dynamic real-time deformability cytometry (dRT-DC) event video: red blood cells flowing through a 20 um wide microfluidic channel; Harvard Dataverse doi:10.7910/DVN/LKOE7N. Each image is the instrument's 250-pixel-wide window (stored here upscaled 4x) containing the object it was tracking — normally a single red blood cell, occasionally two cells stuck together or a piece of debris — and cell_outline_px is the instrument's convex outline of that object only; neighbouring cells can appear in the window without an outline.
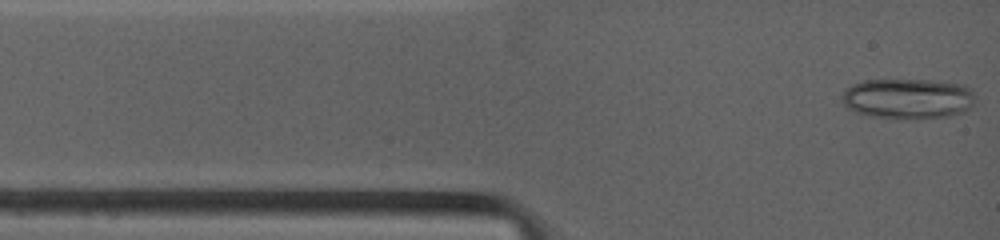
{"species": "common noctule bat (a hibernating species)", "species_latin": "Nyctalus noctula", "temperature_condition": "warm", "stored_images_in_passage": 41, "camera_frame_rate_fps": 4500, "um_per_image_px": 0.085, "animal": {"sex": "female", "body_mass_g": 19.0, "forearm_length_mm": 53.3}, "frame": {"image": 1, "passage_image": 1, "time_ms": 0.0, "image_size_px": [1000, 240], "cell_outline_px": [[972, 104], [964, 112], [948, 116], [872, 116], [844, 108], [840, 96], [852, 84], [864, 80], [928, 80], [964, 84], [972, 92]], "centroid_in_image_um": [77.11, 8.33], "position_along_channel_um": 7.9, "area_um2": 30.4}}
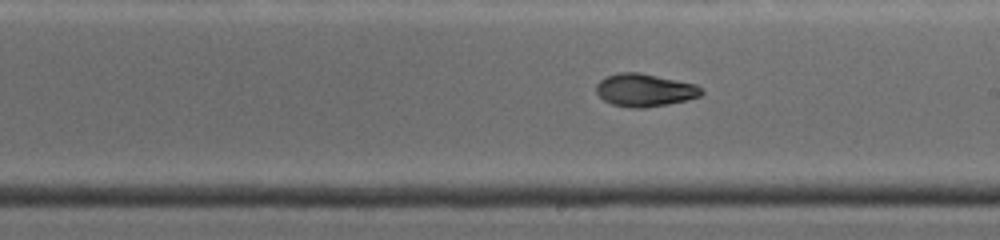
{"frame": {"image": 2, "passage_image": 19, "time_ms": 6.667, "image_size_px": [1000, 240], "cell_outline_px": [[704, 92], [700, 96], [688, 100], [668, 104], [644, 108], [632, 108], [612, 104], [604, 100], [596, 92], [596, 84], [600, 80], [608, 76], [620, 72], [640, 72], [696, 84]], "centroid_in_image_um": [54.81, 7.66], "position_along_channel_um": 234.2, "area_um2": 20.11}}
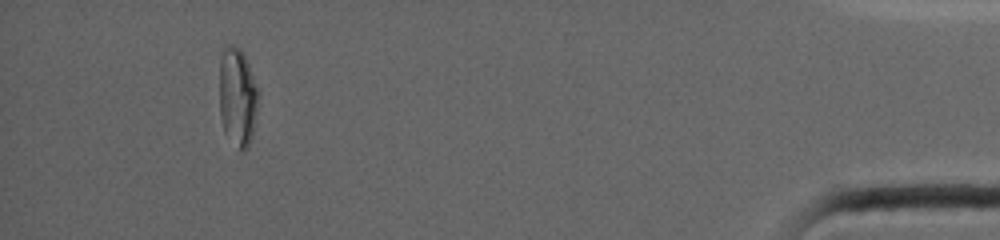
{"frame": {"image": 3, "passage_image": 37, "time_ms": 13.556, "image_size_px": [1000, 240], "cell_outline_px": [[260, 92], [252, 136], [248, 148], [244, 152], [240, 152], [224, 132], [220, 116], [220, 60], [224, 44], [232, 44], [240, 48], [248, 64]], "centroid_in_image_um": [20.19, 8.26], "position_along_channel_um": 415.0, "area_um2": 22.72}, "authors_computed_cell_mechanics": {"area_um2": 20.23, "velocity_mm_per_s": 3.9832, "shape_relaxation_time_tau1_ms": null, "shape_relaxation_time_tau2_ms": 1.8296, "deformation_change_tau1": null, "deformation_change_tau2": 0.047}}